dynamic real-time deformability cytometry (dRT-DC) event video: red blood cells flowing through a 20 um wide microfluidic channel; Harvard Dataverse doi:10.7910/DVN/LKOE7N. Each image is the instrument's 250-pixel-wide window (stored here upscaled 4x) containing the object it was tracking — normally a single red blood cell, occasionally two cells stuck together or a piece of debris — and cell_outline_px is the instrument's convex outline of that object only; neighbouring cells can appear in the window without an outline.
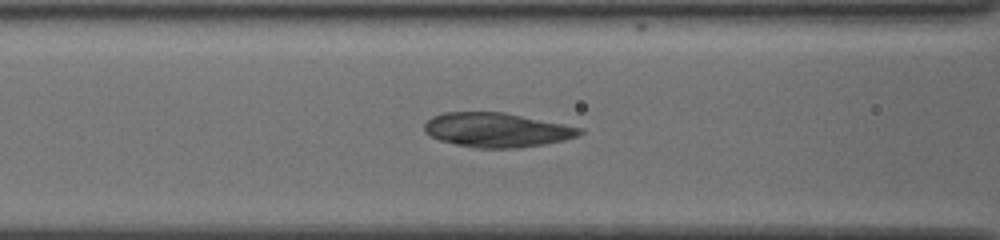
{"species": "common noctule bat (a hibernating species)", "species_latin": "Nyctalus noctula", "temperature_condition": "cold", "stored_images_in_passage": 30, "camera_frame_rate_fps": 3000, "um_per_image_px": 0.085, "animal": {"sex": "female", "body_mass_g": 19.5, "forearm_length_mm": 54.1}, "frame": {"image": 1, "passage_image": 11, "time_ms": 3.333, "image_size_px": [1000, 240], "cell_outline_px": [[584, 132], [580, 136], [564, 140], [544, 144], [516, 148], [476, 148], [456, 144], [440, 140], [424, 132], [424, 124], [432, 116], [444, 112], [504, 112], [584, 128]], "centroid_in_image_um": [42.26, 11.04], "position_along_channel_um": 124.3, "area_um2": 31.15}}
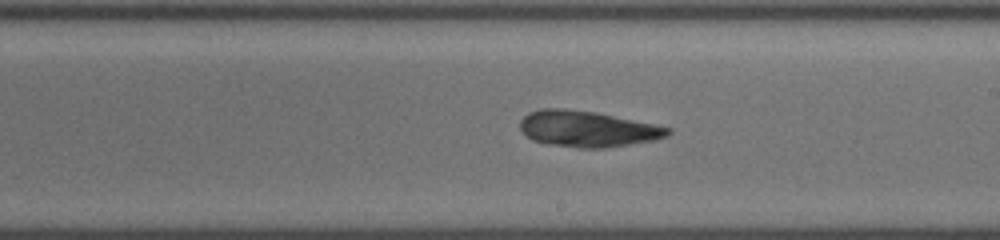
{"frame": {"image": 2, "passage_image": 19, "time_ms": 6.0, "image_size_px": [1000, 240], "cell_outline_px": [[672, 132], [668, 136], [652, 140], [604, 148], [576, 148], [548, 144], [532, 140], [520, 128], [520, 120], [528, 112], [540, 108], [564, 108], [596, 112], [672, 128]], "centroid_in_image_um": [49.9, 10.95], "position_along_channel_um": 239.1, "area_um2": 30.98}}
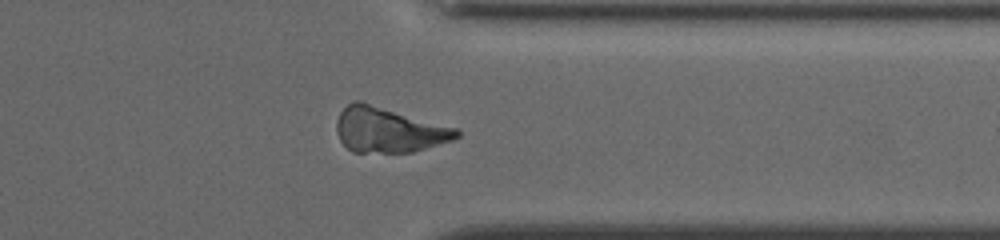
{"frame": {"image": 3, "passage_image": 29, "time_ms": 9.333, "image_size_px": [1000, 240], "cell_outline_px": [[460, 136], [452, 140], [412, 152], [352, 152], [340, 140], [336, 132], [336, 120], [340, 112], [352, 100], [360, 100], [460, 128]], "centroid_in_image_um": [33.04, 11.02], "position_along_channel_um": 378.4, "area_um2": 31.96}}